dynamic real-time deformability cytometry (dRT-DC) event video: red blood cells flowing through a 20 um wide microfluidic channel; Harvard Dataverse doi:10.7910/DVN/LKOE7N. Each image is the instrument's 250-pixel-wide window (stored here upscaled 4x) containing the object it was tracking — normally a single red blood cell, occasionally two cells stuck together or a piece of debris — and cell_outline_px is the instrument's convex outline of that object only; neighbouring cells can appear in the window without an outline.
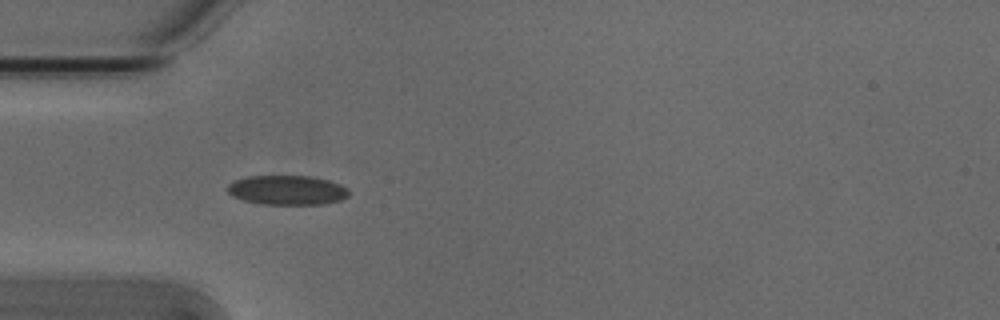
{"species": "Egyptian fruit bat (a non-hibernating species)", "species_latin": "Rousettus aegyptiacus", "temperature_condition": "cold", "stored_images_in_passage": 20, "camera_frame_rate_fps": 3000, "um_per_image_px": 0.085, "animal": {"sex": "male"}, "frame": {"image": 1, "passage_image": 1, "time_ms": 0.0, "image_size_px": [1000, 320], "cell_outline_px": [[348, 196], [340, 200], [324, 204], [264, 204], [244, 200], [232, 196], [228, 192], [228, 184], [236, 180], [248, 176], [312, 176], [328, 180], [340, 184], [348, 188]], "centroid_in_image_um": [24.43, 16.15], "position_along_channel_um": 60.6, "area_um2": 20.75}}
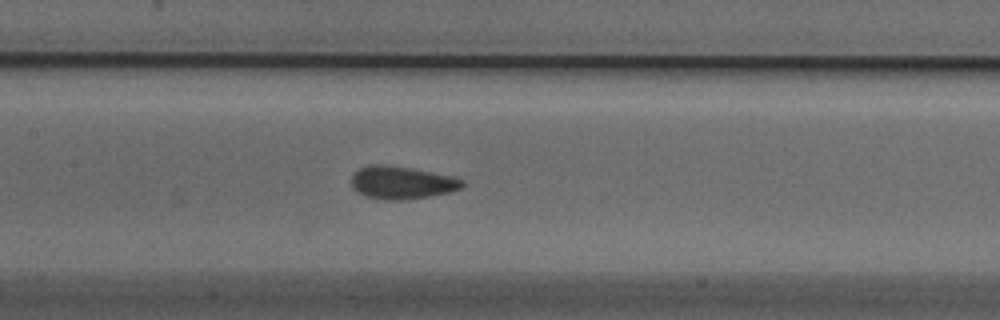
{"frame": {"image": 2, "passage_image": 10, "time_ms": 3.0, "image_size_px": [1000, 320], "cell_outline_px": [[464, 184], [460, 188], [448, 192], [428, 196], [400, 200], [384, 200], [364, 196], [356, 192], [352, 188], [352, 176], [360, 168], [368, 164], [388, 164], [412, 168], [452, 176], [464, 180]], "centroid_in_image_um": [34.11, 15.51], "position_along_channel_um": 173.3, "area_um2": 21.21}}
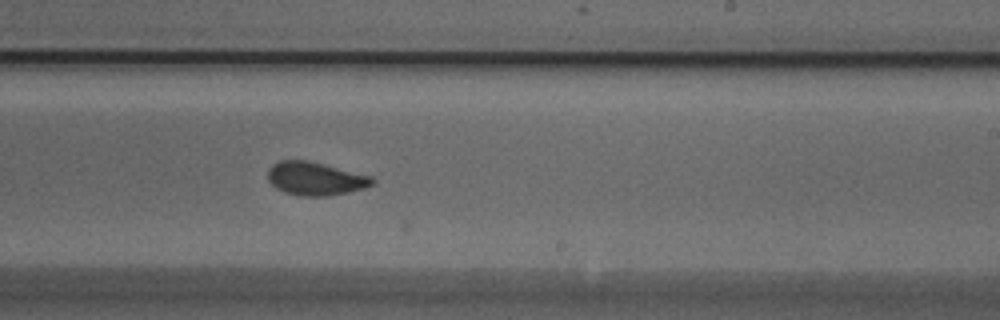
{"frame": {"image": 3, "passage_image": 17, "time_ms": 5.333, "image_size_px": [1000, 320], "cell_outline_px": [[376, 184], [364, 188], [348, 192], [328, 196], [300, 196], [284, 192], [276, 188], [268, 180], [268, 168], [272, 164], [280, 160], [308, 160], [372, 176], [376, 180]], "centroid_in_image_um": [26.82, 15.18], "position_along_channel_um": 262.2, "area_um2": 20.46}}